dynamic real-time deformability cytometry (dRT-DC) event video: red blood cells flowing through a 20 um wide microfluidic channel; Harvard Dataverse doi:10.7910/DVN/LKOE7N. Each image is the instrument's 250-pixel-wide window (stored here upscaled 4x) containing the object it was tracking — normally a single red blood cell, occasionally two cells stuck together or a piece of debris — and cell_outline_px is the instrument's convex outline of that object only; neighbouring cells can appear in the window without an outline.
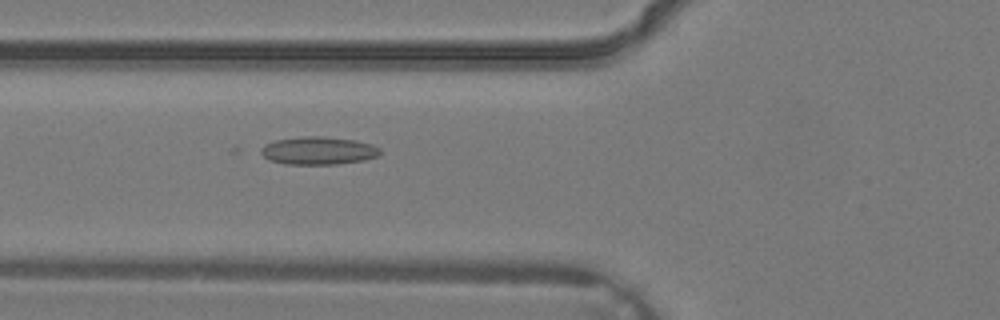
{"species": "common noctule bat (a hibernating species)", "species_latin": "Nyctalus noctula", "temperature_condition": "warm", "stored_images_in_passage": 2, "camera_frame_rate_fps": 3000, "um_per_image_px": 0.085, "animal": {"sex": "male", "body_mass_g": 19.2, "forearm_length_mm": 51.8}, "frame": {"image": 1, "passage_image": 2, "time_ms": 0.333, "image_size_px": [1000, 320], "cell_outline_px": [[380, 152], [376, 156], [364, 160], [336, 164], [284, 164], [268, 160], [256, 148], [264, 144], [276, 140], [304, 136], [324, 136], [356, 140], [372, 144], [380, 148]], "centroid_in_image_um": [27.0, 12.8], "position_along_channel_um": 98.8, "area_um2": 19.54}}